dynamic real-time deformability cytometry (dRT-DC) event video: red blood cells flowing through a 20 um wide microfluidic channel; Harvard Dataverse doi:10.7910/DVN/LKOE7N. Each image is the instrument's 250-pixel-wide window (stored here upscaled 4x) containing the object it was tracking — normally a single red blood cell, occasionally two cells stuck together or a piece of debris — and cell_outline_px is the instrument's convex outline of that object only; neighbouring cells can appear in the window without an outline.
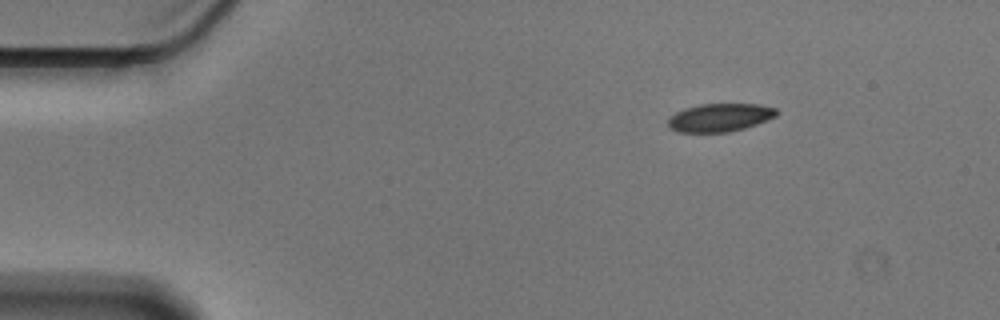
{"species": "Egyptian fruit bat (a non-hibernating species)", "species_latin": "Rousettus aegyptiacus", "temperature_condition": "cold", "stored_images_in_passage": 49, "camera_frame_rate_fps": 3000, "um_per_image_px": 0.085, "animal": {"sex": "male"}, "frame": {"image": 1, "passage_image": 1, "time_ms": 0.0, "image_size_px": [1000, 320], "cell_outline_px": [[776, 116], [768, 120], [744, 128], [728, 132], [676, 132], [668, 128], [668, 116], [684, 108], [700, 104], [760, 104], [776, 108]], "centroid_in_image_um": [61.14, 9.99], "position_along_channel_um": 23.9, "area_um2": 17.92}}
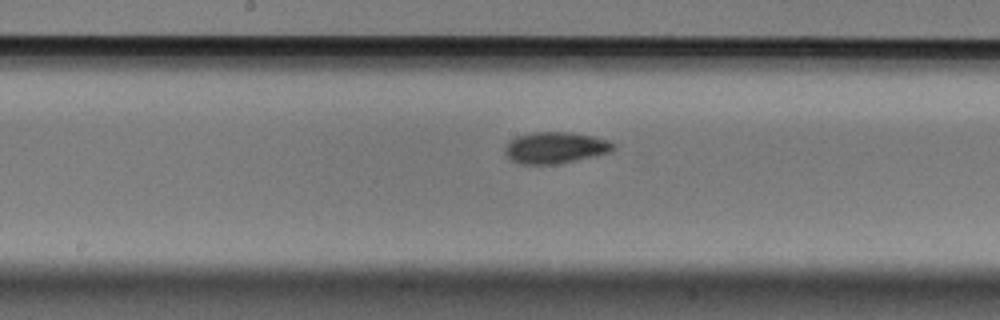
{"frame": {"image": 2, "passage_image": 22, "time_ms": 7.0, "image_size_px": [1000, 320], "cell_outline_px": [[616, 148], [612, 152], [596, 156], [560, 164], [520, 164], [512, 160], [504, 152], [504, 148], [516, 136], [532, 132], [572, 132], [592, 136], [608, 140], [616, 144]], "centroid_in_image_um": [47.26, 12.56], "position_along_channel_um": 200.9, "area_um2": 20.06}}
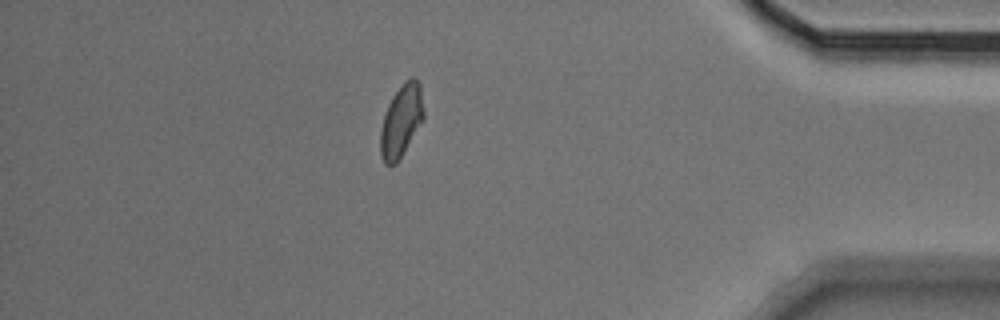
{"frame": {"image": 3, "passage_image": 42, "time_ms": 13.667, "image_size_px": [1000, 320], "cell_outline_px": [[424, 120], [396, 164], [384, 164], [380, 152], [380, 128], [388, 104], [392, 96], [404, 80], [412, 76], [420, 84], [424, 112]], "centroid_in_image_um": [34.11, 10.26], "position_along_channel_um": 401.1, "area_um2": 18.32}, "authors_computed_cell_mechanics": {"area_um2": 18.7272, "velocity_mm_per_s": 3.5521, "shape_relaxation_time_tau1_ms": 2.9482, "shape_relaxation_time_tau2_ms": 1.0902, "deformation_change_tau1": 0.0823, "deformation_change_tau2": 0.0301}}